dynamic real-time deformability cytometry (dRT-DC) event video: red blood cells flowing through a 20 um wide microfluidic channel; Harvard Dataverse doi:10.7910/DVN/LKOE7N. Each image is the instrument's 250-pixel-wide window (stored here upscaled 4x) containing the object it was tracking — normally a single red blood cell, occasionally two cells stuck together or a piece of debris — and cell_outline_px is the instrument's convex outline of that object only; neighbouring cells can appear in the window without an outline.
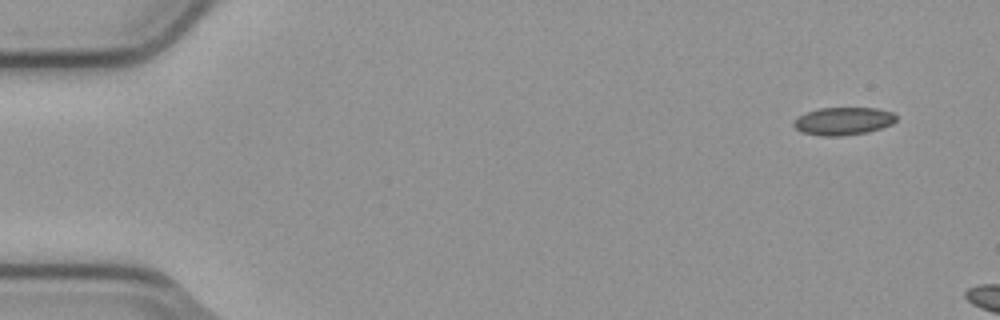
{"species": "common noctule bat (a hibernating species)", "species_latin": "Nyctalus noctula", "temperature_condition": "cold", "stored_images_in_passage": 2, "camera_frame_rate_fps": 3000, "um_per_image_px": 0.085, "animal": {"sex": "male", "body_mass_g": 23.1, "forearm_length_mm": 52.7}, "frame": {"image": 1, "passage_image": 1, "time_ms": 0.0, "image_size_px": [1000, 320], "cell_outline_px": [[896, 120], [892, 124], [868, 132], [840, 136], [820, 136], [800, 132], [792, 124], [804, 112], [820, 108], [876, 108], [892, 112], [896, 116]], "centroid_in_image_um": [71.66, 10.3], "position_along_channel_um": 13.3, "area_um2": 16.59}}